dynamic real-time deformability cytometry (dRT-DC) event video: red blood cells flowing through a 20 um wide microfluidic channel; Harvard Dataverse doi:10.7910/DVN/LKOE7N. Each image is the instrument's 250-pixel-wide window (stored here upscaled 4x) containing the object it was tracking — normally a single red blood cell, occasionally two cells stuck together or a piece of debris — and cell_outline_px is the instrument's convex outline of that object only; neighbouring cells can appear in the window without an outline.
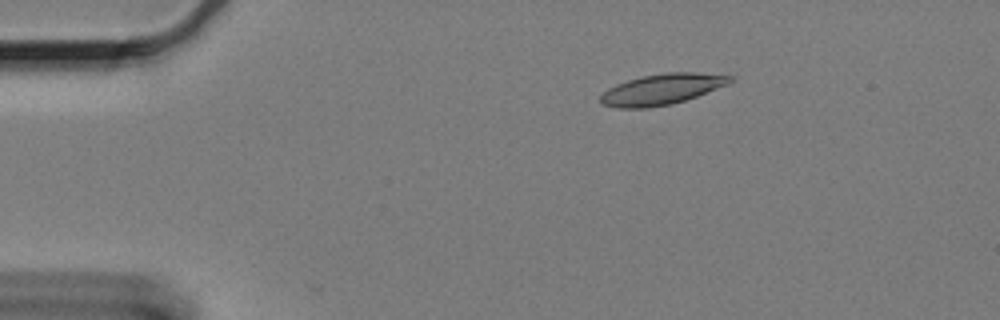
{"species": "Egyptian fruit bat (a non-hibernating species)", "species_latin": "Rousettus aegyptiacus", "temperature_condition": "cold", "stored_images_in_passage": 9, "camera_frame_rate_fps": 3000, "um_per_image_px": 0.085, "animal": {"sex": "female"}, "frame": {"image": 1, "passage_image": 2, "time_ms": 0.333, "image_size_px": [1000, 320], "cell_outline_px": [[736, 80], [728, 84], [696, 96], [672, 104], [648, 108], [616, 108], [600, 104], [600, 96], [608, 88], [616, 84], [640, 76], [668, 72], [696, 72], [732, 76]], "centroid_in_image_um": [56.24, 7.59], "position_along_channel_um": 28.8, "area_um2": 23.29}}